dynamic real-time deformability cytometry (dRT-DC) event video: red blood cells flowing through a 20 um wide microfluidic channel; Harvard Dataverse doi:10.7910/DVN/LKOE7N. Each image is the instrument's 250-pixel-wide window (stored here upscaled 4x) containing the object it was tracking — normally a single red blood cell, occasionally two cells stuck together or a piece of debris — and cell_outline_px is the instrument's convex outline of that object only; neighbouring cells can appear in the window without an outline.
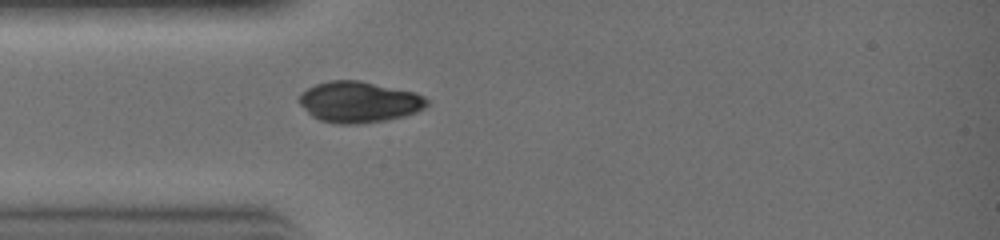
{"species": "common noctule bat (a hibernating species)", "species_latin": "Nyctalus noctula", "temperature_condition": "warm", "stored_images_in_passage": 15, "camera_frame_rate_fps": 3000, "um_per_image_px": 0.085, "animal": {"sex": "female", "body_mass_g": 19.0, "forearm_length_mm": 51.5}, "frame": {"image": 1, "passage_image": 1, "time_ms": 0.0, "image_size_px": [1000, 240], "cell_outline_px": [[428, 104], [424, 108], [416, 112], [404, 116], [384, 120], [360, 124], [336, 124], [320, 120], [312, 116], [300, 104], [300, 92], [316, 84], [328, 80], [360, 80], [416, 92], [424, 96], [428, 100]], "centroid_in_image_um": [30.52, 8.66], "position_along_channel_um": 54.5, "area_um2": 30.63}}
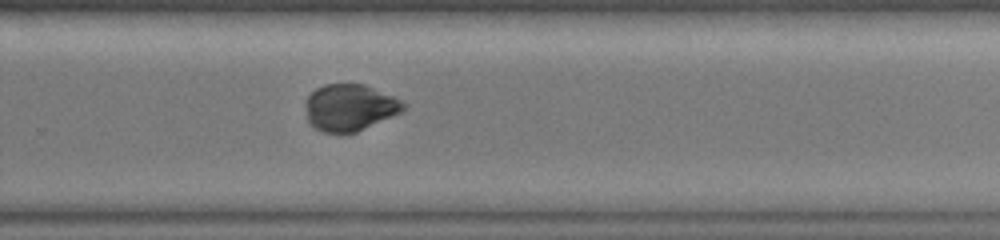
{"frame": {"image": 2, "passage_image": 13, "time_ms": 4.0, "image_size_px": [1000, 240], "cell_outline_px": [[408, 108], [400, 112], [356, 132], [324, 132], [316, 128], [308, 120], [304, 104], [304, 100], [316, 88], [324, 84], [364, 84], [404, 100], [408, 104]], "centroid_in_image_um": [29.75, 9.11], "position_along_channel_um": 300.1, "area_um2": 26.65}}